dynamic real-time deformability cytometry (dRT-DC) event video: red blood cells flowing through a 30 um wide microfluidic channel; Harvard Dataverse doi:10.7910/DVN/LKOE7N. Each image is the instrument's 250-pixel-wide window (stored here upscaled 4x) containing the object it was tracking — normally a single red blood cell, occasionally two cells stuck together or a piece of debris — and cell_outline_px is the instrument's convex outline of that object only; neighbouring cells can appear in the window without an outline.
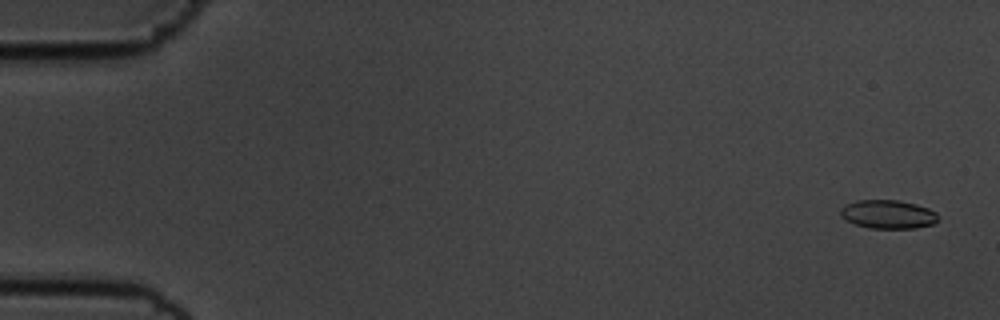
{"species": "common noctule bat (a hibernating species)", "species_latin": "Nyctalus noctula", "temperature_condition": "cold", "stored_images_in_passage": 51, "camera_frame_rate_fps": 3000, "um_per_image_px": 0.085, "animal": {"sex": "male", "body_mass_g": 19.5, "forearm_length_mm": 54.6}, "frame": {"image": 1, "passage_image": 1, "time_ms": 0.0, "image_size_px": [1000, 320], "cell_outline_px": [[940, 220], [932, 224], [916, 228], [868, 228], [856, 224], [840, 216], [840, 208], [856, 200], [896, 200], [916, 204], [928, 208], [936, 212]], "centroid_in_image_um": [75.5, 18.21], "position_along_channel_um": 9.5, "area_um2": 16.24}}
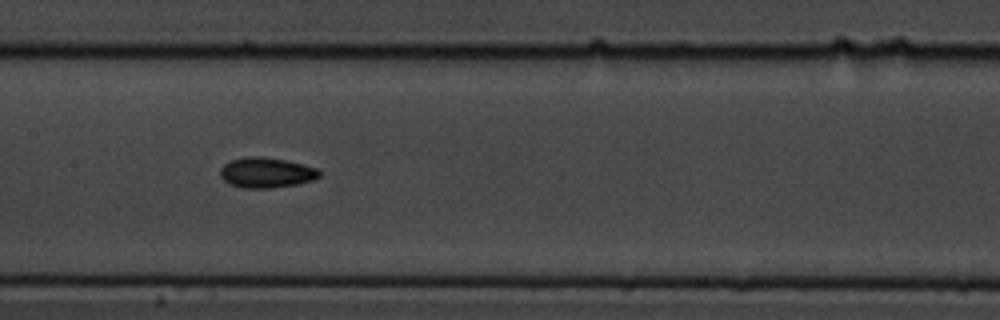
{"frame": {"image": 2, "passage_image": 27, "time_ms": 8.667, "image_size_px": [1000, 320], "cell_outline_px": [[320, 176], [312, 180], [300, 184], [272, 188], [240, 188], [228, 184], [220, 176], [220, 168], [224, 164], [232, 160], [248, 156], [260, 156], [284, 160], [304, 164], [316, 168], [320, 172]], "centroid_in_image_um": [22.62, 14.69], "position_along_channel_um": 184.8, "area_um2": 17.63}}
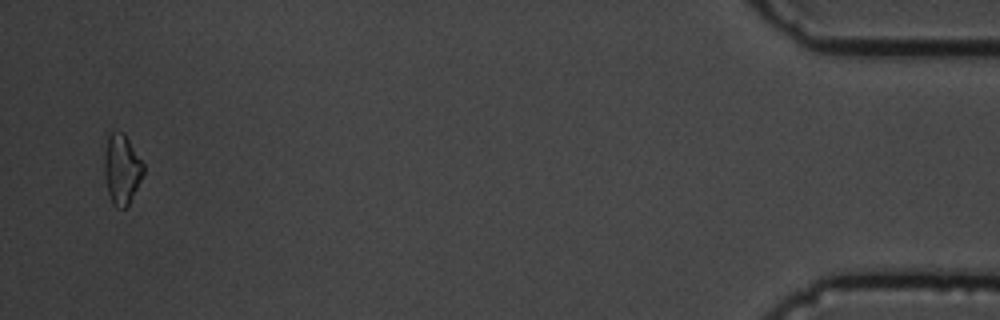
{"frame": {"image": 3, "passage_image": 50, "time_ms": 16.333, "image_size_px": [1000, 320], "cell_outline_px": [[144, 172], [128, 204], [124, 208], [116, 208], [112, 204], [108, 192], [104, 172], [104, 156], [108, 136], [112, 132], [124, 132], [144, 164]], "centroid_in_image_um": [10.34, 14.37], "position_along_channel_um": 424.9, "area_um2": 15.72}, "authors_computed_cell_mechanics": {"area_um2": 16.4152, "velocity_mm_per_s": 3.6065, "shape_relaxation_time_tau1_ms": 7.1747, "shape_relaxation_time_tau2_ms": 4.0529, "deformation_change_tau1": 0.2046, "deformation_change_tau2": 0.0853}}